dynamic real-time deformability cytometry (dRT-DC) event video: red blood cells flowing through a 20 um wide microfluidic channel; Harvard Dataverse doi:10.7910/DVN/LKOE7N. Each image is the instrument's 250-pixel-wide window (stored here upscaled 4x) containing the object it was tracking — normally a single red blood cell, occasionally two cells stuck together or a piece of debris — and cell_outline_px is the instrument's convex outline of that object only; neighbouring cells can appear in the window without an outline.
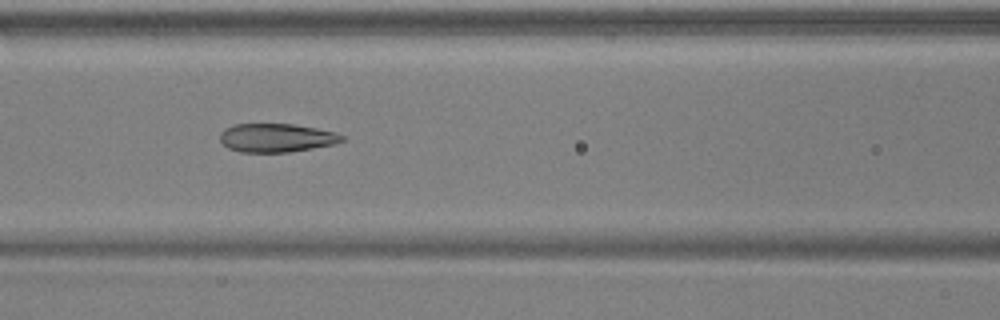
{"species": "common noctule bat (a hibernating species)", "species_latin": "Nyctalus noctula", "temperature_condition": "warm", "stored_images_in_passage": 53, "camera_frame_rate_fps": 3000, "um_per_image_px": 0.085, "animal": {"sex": "male", "body_mass_g": 17.9, "forearm_length_mm": 54.2}, "frame": {"image": 1, "passage_image": 23, "time_ms": 7.333, "image_size_px": [1000, 320], "cell_outline_px": [[344, 140], [332, 144], [312, 148], [288, 152], [240, 152], [228, 148], [220, 140], [220, 132], [224, 128], [232, 124], [292, 124], [316, 128], [336, 132], [344, 136]], "centroid_in_image_um": [23.46, 11.71], "position_along_channel_um": 143.1, "area_um2": 20.29}}
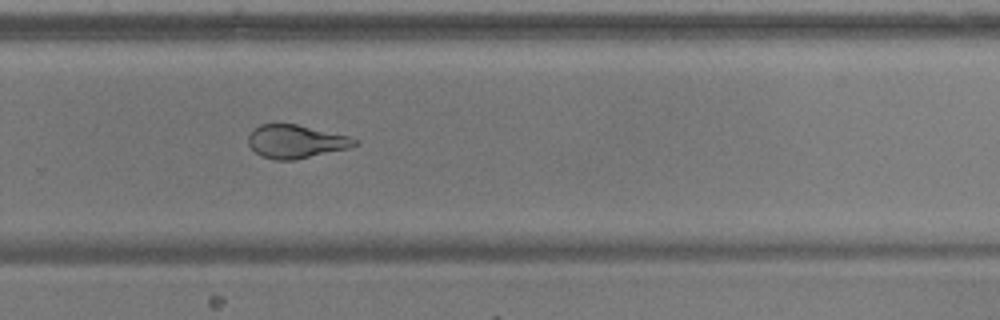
{"frame": {"image": 2, "passage_image": 36, "time_ms": 11.667, "image_size_px": [1000, 320], "cell_outline_px": [[360, 144], [348, 148], [292, 160], [276, 160], [260, 156], [248, 144], [248, 136], [260, 124], [296, 124], [348, 136], [356, 140]], "centroid_in_image_um": [25.13, 12.03], "position_along_channel_um": 304.7, "area_um2": 20.29}}
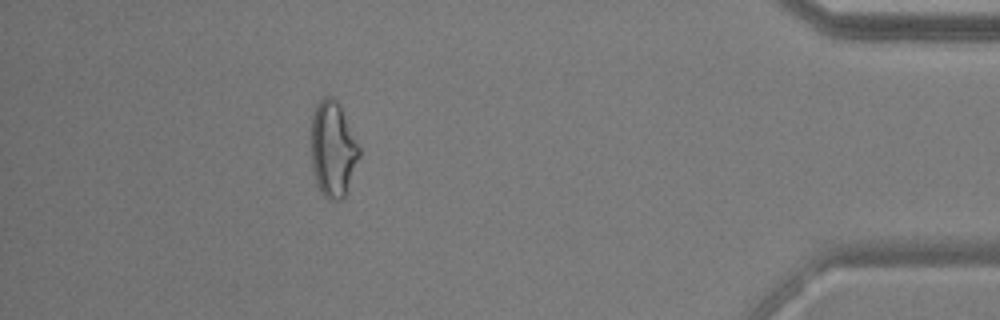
{"frame": {"image": 3, "passage_image": 48, "time_ms": 15.667, "image_size_px": [1000, 320], "cell_outline_px": [[360, 156], [344, 196], [340, 200], [328, 200], [320, 192], [316, 184], [312, 168], [312, 112], [316, 104], [324, 96], [332, 96], [340, 104], [360, 148]], "centroid_in_image_um": [28.29, 12.66], "position_along_channel_um": 406.9, "area_um2": 26.82}, "authors_computed_cell_mechanics": {"area_um2": 22.6576, "velocity_mm_per_s": 3.7348, "shape_relaxation_time_tau1_ms": null, "shape_relaxation_time_tau2_ms": 1.8411, "deformation_change_tau1": null, "deformation_change_tau2": 0.0846}}